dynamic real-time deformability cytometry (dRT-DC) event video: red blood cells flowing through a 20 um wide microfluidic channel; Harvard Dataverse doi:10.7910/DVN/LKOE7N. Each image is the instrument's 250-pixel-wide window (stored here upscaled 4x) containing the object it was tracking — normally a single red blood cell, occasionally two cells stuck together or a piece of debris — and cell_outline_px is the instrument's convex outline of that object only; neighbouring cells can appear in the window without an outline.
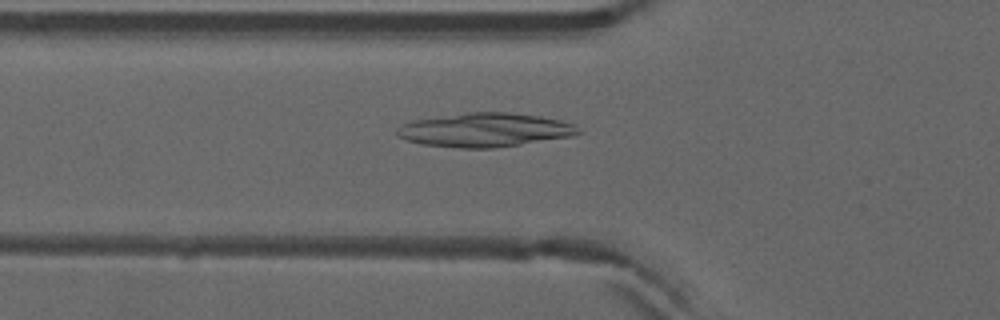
{"species": "common noctule bat (a hibernating species)", "species_latin": "Nyctalus noctula", "temperature_condition": "warm", "stored_images_in_passage": 38, "camera_frame_rate_fps": 3000, "um_per_image_px": 0.085, "animal": {"sex": "male", "forearm_length_mm": 52.5}, "frame": {"image": 1, "passage_image": 9, "time_ms": 2.667, "image_size_px": [1000, 320], "cell_outline_px": [[584, 132], [572, 136], [520, 144], [492, 148], [460, 148], [420, 144], [396, 136], [396, 128], [412, 120], [468, 112], [508, 112], [540, 116], [560, 120], [572, 124], [580, 128]], "centroid_in_image_um": [41.21, 11.04], "position_along_channel_um": 84.6, "area_um2": 35.78}}
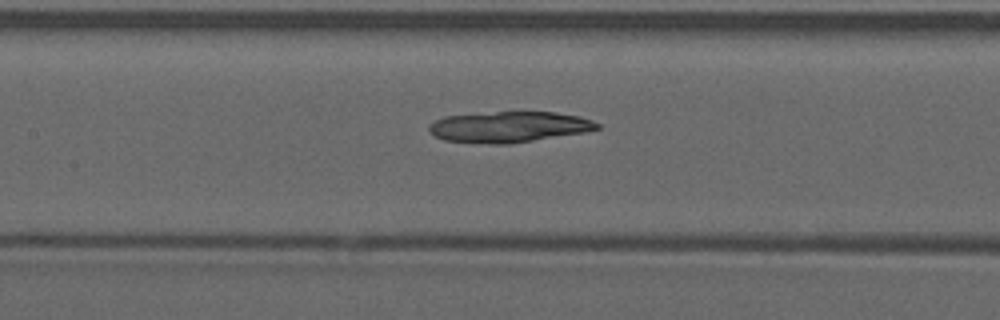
{"frame": {"image": 2, "passage_image": 15, "time_ms": 4.667, "image_size_px": [1000, 320], "cell_outline_px": [[600, 128], [584, 132], [532, 140], [504, 144], [492, 144], [444, 140], [428, 132], [428, 124], [444, 116], [496, 112], [556, 112], [580, 116], [592, 120], [600, 124]], "centroid_in_image_um": [43.24, 10.78], "position_along_channel_um": 164.2, "area_um2": 30.0}}
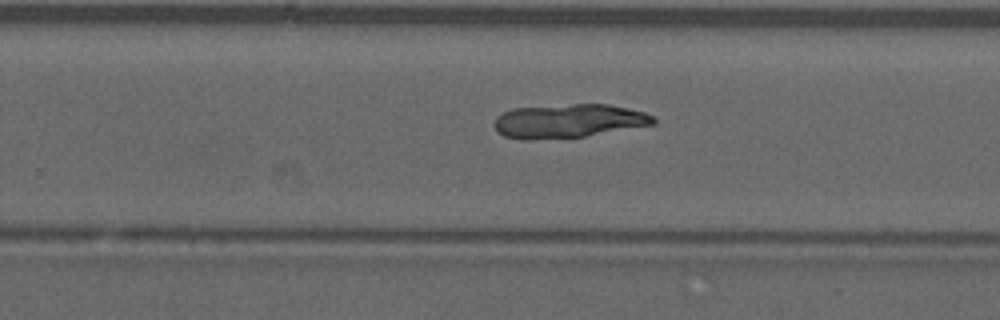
{"frame": {"image": 3, "passage_image": 24, "time_ms": 7.667, "image_size_px": [1000, 320], "cell_outline_px": [[656, 124], [584, 136], [528, 140], [524, 140], [504, 136], [496, 128], [496, 116], [512, 108], [572, 104], [608, 104], [628, 108], [644, 112], [652, 116], [656, 120]], "centroid_in_image_um": [48.34, 10.27], "position_along_channel_um": 281.5, "area_um2": 31.1}}